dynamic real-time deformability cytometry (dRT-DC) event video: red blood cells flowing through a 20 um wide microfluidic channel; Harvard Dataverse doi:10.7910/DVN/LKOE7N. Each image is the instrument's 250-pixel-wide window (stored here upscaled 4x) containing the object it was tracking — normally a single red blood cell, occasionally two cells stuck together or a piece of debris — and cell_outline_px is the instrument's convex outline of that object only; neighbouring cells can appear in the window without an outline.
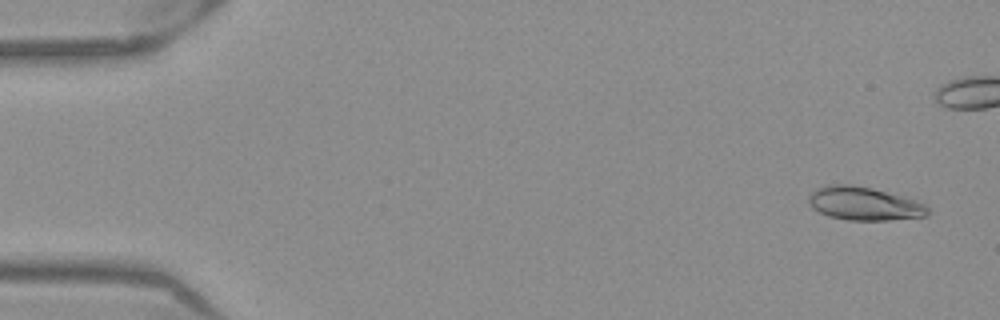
{"species": "Egyptian fruit bat (a non-hibernating species)", "species_latin": "Rousettus aegyptiacus", "temperature_condition": "warm", "stored_images_in_passage": 43, "camera_frame_rate_fps": 3000, "um_per_image_px": 0.085, "frame": {"image": 1, "passage_image": 3, "time_ms": 0.667, "image_size_px": [1000, 320], "cell_outline_px": [[928, 216], [888, 220], [848, 220], [828, 216], [812, 208], [808, 204], [808, 196], [816, 188], [824, 184], [852, 184], [872, 188], [916, 200], [928, 204]], "centroid_in_image_um": [73.43, 17.3], "position_along_channel_um": 11.6, "area_um2": 23.41}}
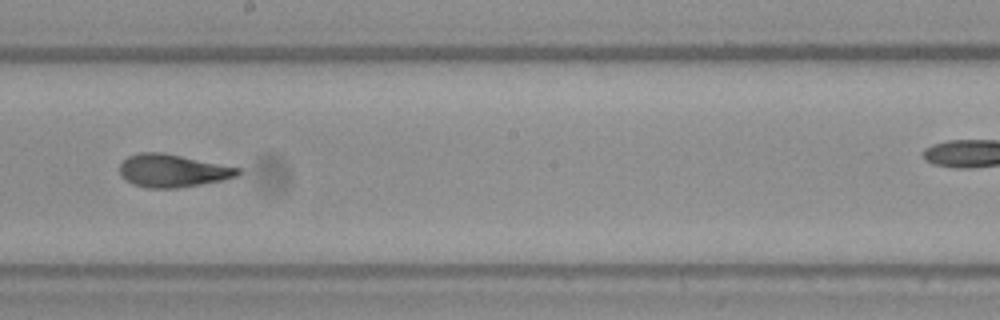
{"frame": {"image": 2, "passage_image": 30, "time_ms": 9.667, "image_size_px": [1000, 320], "cell_outline_px": [[244, 172], [240, 176], [224, 180], [176, 188], [148, 188], [132, 184], [120, 176], [120, 164], [128, 156], [140, 152], [160, 152], [240, 168]], "centroid_in_image_um": [14.68, 14.52], "position_along_channel_um": 233.5, "area_um2": 22.6}}
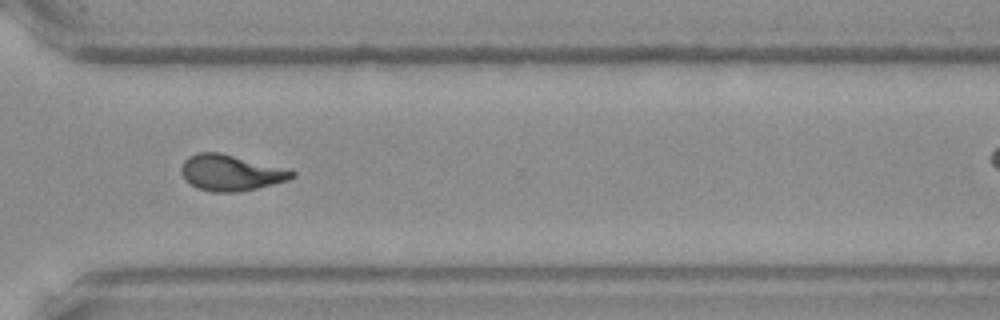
{"frame": {"image": 3, "passage_image": 39, "time_ms": 12.667, "image_size_px": [1000, 320], "cell_outline_px": [[296, 176], [288, 180], [240, 192], [212, 192], [196, 188], [184, 180], [180, 172], [180, 168], [184, 160], [188, 156], [196, 152], [220, 152], [292, 168], [296, 172]], "centroid_in_image_um": [19.64, 14.66], "position_along_channel_um": 351.0, "area_um2": 23.93}}